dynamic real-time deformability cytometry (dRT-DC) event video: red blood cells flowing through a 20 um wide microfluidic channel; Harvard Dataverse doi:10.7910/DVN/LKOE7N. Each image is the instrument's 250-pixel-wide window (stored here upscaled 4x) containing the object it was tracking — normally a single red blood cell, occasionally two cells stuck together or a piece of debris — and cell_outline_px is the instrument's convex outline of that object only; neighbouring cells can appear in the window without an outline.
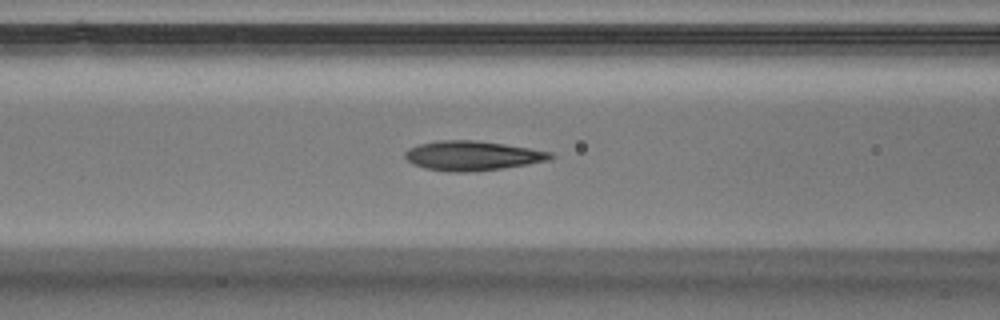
{"species": "Egyptian fruit bat (a non-hibernating species)", "species_latin": "Rousettus aegyptiacus", "temperature_condition": "warm", "stored_images_in_passage": 34, "camera_frame_rate_fps": 3000, "um_per_image_px": 0.085, "animal": {"sex": "male"}, "frame": {"image": 1, "passage_image": 11, "time_ms": 3.333, "image_size_px": [1000, 320], "cell_outline_px": [[556, 156], [552, 160], [528, 164], [500, 168], [468, 172], [448, 172], [424, 168], [412, 164], [404, 156], [404, 152], [408, 148], [420, 144], [436, 140], [476, 140], [504, 144], [552, 152]], "centroid_in_image_um": [40.14, 13.23], "position_along_channel_um": 126.5, "area_um2": 25.14}}
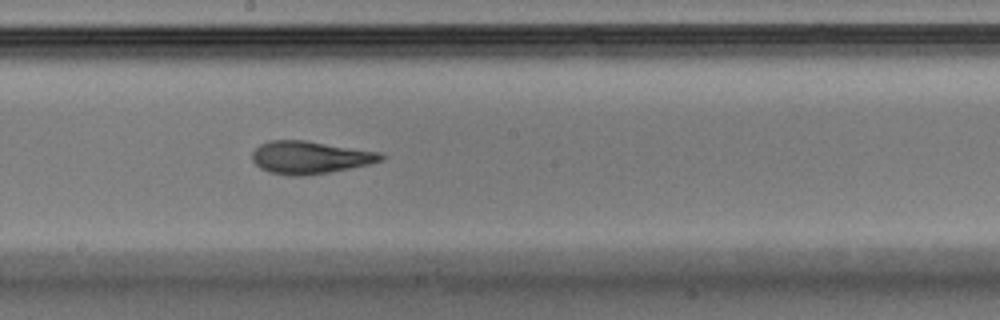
{"frame": {"image": 2, "passage_image": 18, "time_ms": 5.667, "image_size_px": [1000, 320], "cell_outline_px": [[388, 156], [384, 160], [368, 164], [308, 176], [288, 176], [272, 172], [260, 168], [252, 160], [252, 152], [260, 144], [268, 140], [304, 140], [380, 152]], "centroid_in_image_um": [26.35, 13.38], "position_along_channel_um": 221.9, "area_um2": 24.51}}
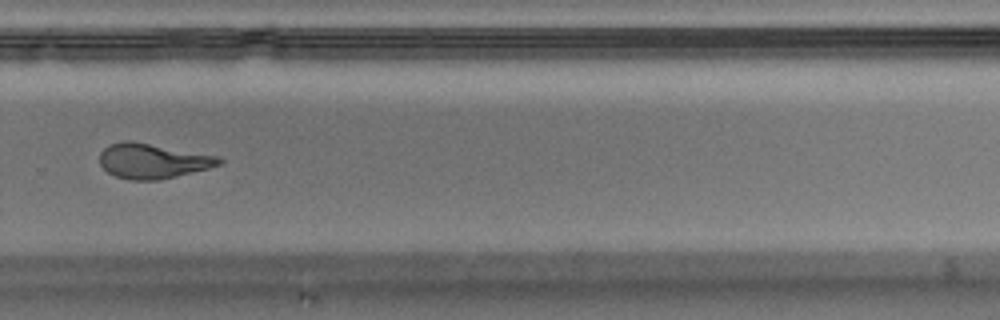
{"frame": {"image": 3, "passage_image": 25, "time_ms": 8.0, "image_size_px": [1000, 320], "cell_outline_px": [[224, 164], [176, 176], [156, 180], [132, 180], [116, 176], [108, 172], [100, 164], [100, 152], [108, 144], [124, 140], [128, 140], [216, 156], [224, 160]], "centroid_in_image_um": [12.95, 13.68], "position_along_channel_um": 316.8, "area_um2": 23.99}}